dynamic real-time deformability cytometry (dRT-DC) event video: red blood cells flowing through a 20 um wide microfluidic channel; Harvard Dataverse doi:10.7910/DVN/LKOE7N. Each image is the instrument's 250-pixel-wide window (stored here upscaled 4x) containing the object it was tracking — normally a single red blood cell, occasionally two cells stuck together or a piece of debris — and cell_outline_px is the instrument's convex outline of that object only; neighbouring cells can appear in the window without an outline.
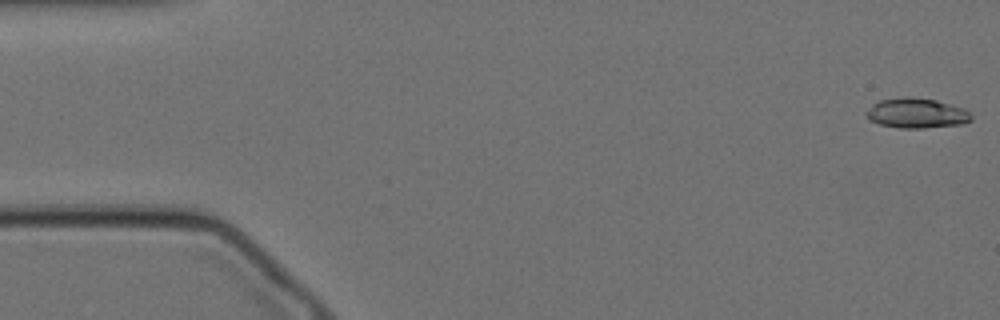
{"species": "Egyptian fruit bat (a non-hibernating species)", "species_latin": "Rousettus aegyptiacus", "temperature_condition": "cold", "stored_images_in_passage": 59, "camera_frame_rate_fps": 3000, "um_per_image_px": 0.085, "animal": {"sex": "female"}, "frame": {"image": 1, "passage_image": 1, "time_ms": 0.0, "image_size_px": [1000, 320], "cell_outline_px": [[972, 120], [960, 124], [924, 128], [900, 128], [880, 124], [868, 120], [864, 112], [872, 104], [880, 100], [904, 96], [912, 96], [936, 100], [964, 108], [972, 116]], "centroid_in_image_um": [77.86, 9.61], "position_along_channel_um": 7.1, "area_um2": 18.5}}
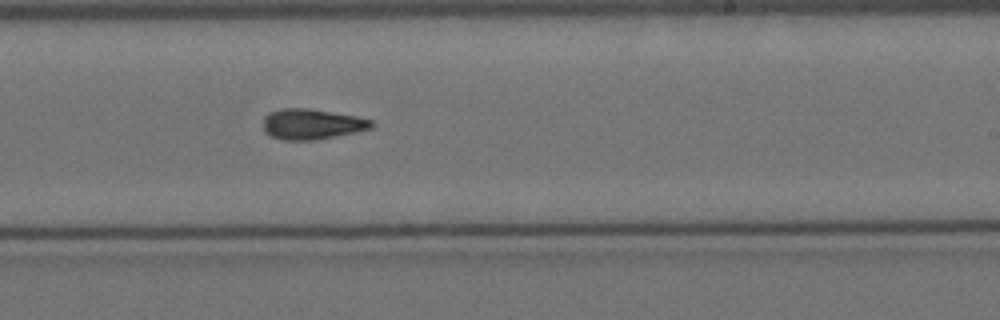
{"frame": {"image": 2, "passage_image": 34, "time_ms": 11.0, "image_size_px": [1000, 320], "cell_outline_px": [[376, 124], [372, 128], [316, 140], [284, 140], [272, 136], [264, 132], [264, 116], [268, 112], [284, 108], [308, 108], [356, 116], [372, 120]], "centroid_in_image_um": [26.5, 10.54], "position_along_channel_um": 262.5, "area_um2": 19.19}}
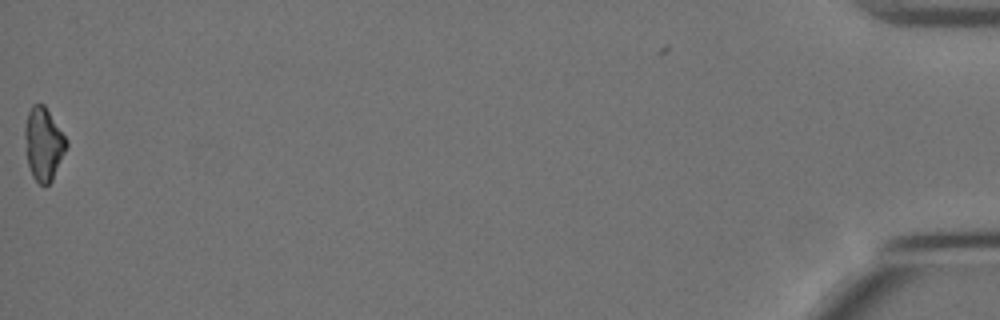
{"frame": {"image": 3, "passage_image": 58, "time_ms": 19.0, "image_size_px": [1000, 320], "cell_outline_px": [[68, 144], [52, 180], [44, 188], [32, 176], [28, 164], [24, 136], [24, 128], [28, 112], [32, 104], [44, 104], [68, 140]], "centroid_in_image_um": [3.69, 12.23], "position_along_channel_um": 431.5, "area_um2": 17.63}, "authors_computed_cell_mechanics": {"area_um2": 18.3804, "velocity_mm_per_s": 3.44, "shape_relaxation_time_tau1_ms": 6.4572, "shape_relaxation_time_tau2_ms": 4.8411, "deformation_change_tau1": 0.162, "deformation_change_tau2": 0.127}}